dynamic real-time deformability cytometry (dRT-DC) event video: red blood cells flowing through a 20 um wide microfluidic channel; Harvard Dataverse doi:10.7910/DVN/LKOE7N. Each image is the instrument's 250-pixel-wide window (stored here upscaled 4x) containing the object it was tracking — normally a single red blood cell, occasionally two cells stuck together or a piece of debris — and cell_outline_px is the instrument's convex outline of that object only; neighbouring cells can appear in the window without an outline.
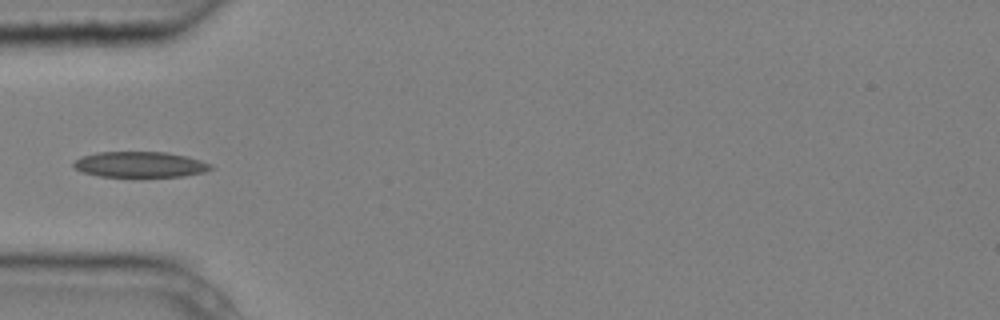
{"species": "common noctule bat (a hibernating species)", "species_latin": "Nyctalus noctula", "temperature_condition": "cold", "stored_images_in_passage": 8, "camera_frame_rate_fps": 3000, "um_per_image_px": 0.085, "animal": {"sex": "male", "body_mass_g": 20.4}, "frame": {"image": 1, "passage_image": 5, "time_ms": 1.333, "image_size_px": [1000, 320], "cell_outline_px": [[216, 168], [204, 172], [184, 176], [100, 176], [84, 172], [76, 168], [72, 164], [80, 156], [96, 152], [168, 152], [188, 156], [212, 164]], "centroid_in_image_um": [11.95, 13.97], "position_along_channel_um": 73.0, "area_um2": 20.52}}
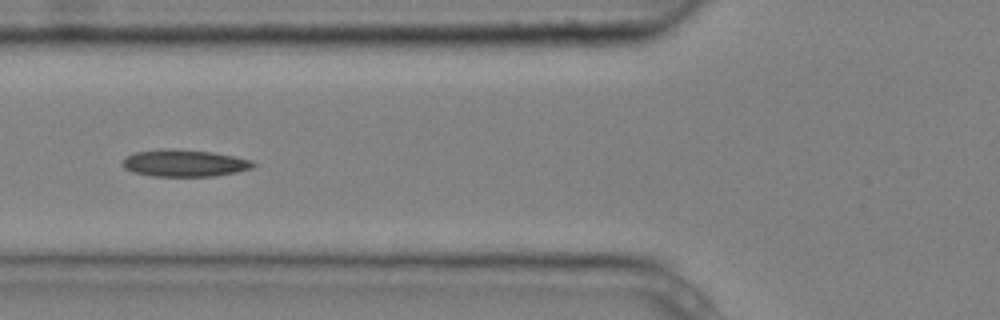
{"frame": {"image": 2, "passage_image": 6, "time_ms": 1.667, "image_size_px": [1000, 320], "cell_outline_px": [[256, 164], [252, 168], [236, 172], [216, 176], [152, 176], [132, 172], [124, 168], [124, 156], [136, 152], [160, 148], [172, 148], [212, 152], [252, 160]], "centroid_in_image_um": [15.66, 13.86], "position_along_channel_um": 110.1, "area_um2": 20.63}}
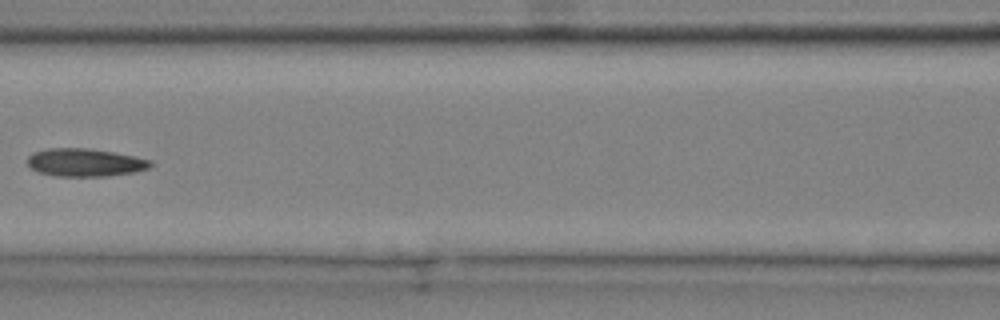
{"frame": {"image": 3, "passage_image": 7, "time_ms": 2.0, "image_size_px": [1000, 320], "cell_outline_px": [[156, 164], [148, 168], [136, 172], [108, 176], [56, 176], [36, 172], [28, 164], [28, 156], [32, 152], [48, 148], [88, 148], [136, 156], [152, 160]], "centroid_in_image_um": [7.26, 13.81], "position_along_channel_um": 159.3, "area_um2": 20.29}}